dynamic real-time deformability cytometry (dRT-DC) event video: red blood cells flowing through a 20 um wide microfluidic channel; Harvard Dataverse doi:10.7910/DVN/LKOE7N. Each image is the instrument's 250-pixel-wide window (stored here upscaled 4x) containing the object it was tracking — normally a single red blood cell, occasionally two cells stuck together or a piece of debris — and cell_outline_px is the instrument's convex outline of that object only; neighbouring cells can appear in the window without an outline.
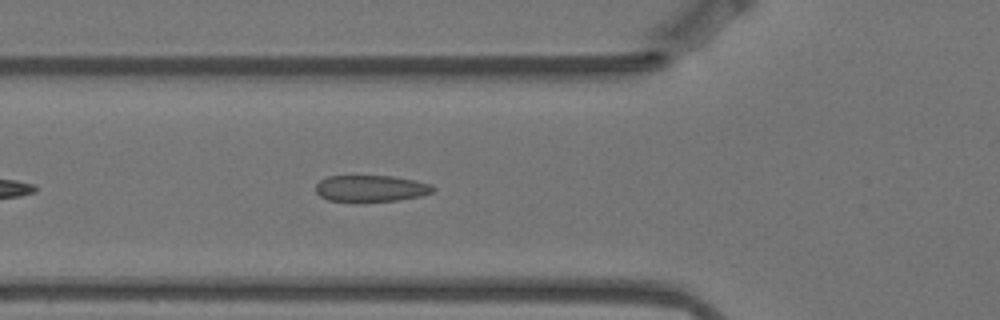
{"species": "Egyptian fruit bat (a non-hibernating species)", "species_latin": "Rousettus aegyptiacus", "temperature_condition": "warm", "stored_images_in_passage": 4, "camera_frame_rate_fps": 3000, "um_per_image_px": 0.085, "animal": {"sex": "female"}, "frame": {"image": 1, "passage_image": 4, "time_ms": 1.0, "image_size_px": [1000, 320], "cell_outline_px": [[436, 188], [432, 192], [420, 196], [396, 200], [328, 200], [320, 196], [316, 192], [316, 184], [320, 180], [328, 176], [392, 176], [416, 180], [432, 184]], "centroid_in_image_um": [31.55, 15.99], "position_along_channel_um": 94.2, "area_um2": 17.74}}